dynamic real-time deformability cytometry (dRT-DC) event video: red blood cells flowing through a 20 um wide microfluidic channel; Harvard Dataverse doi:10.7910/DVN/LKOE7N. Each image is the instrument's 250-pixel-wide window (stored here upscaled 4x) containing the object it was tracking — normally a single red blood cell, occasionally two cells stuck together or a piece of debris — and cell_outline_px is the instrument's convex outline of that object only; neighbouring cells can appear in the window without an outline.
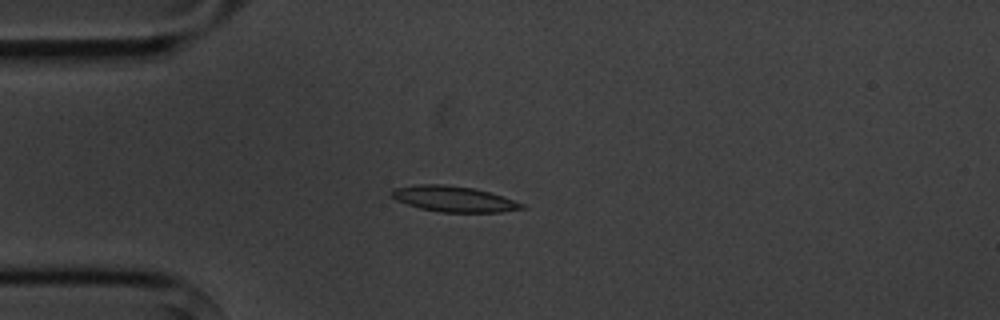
{"species": "common noctule bat (a hibernating species)", "species_latin": "Nyctalus noctula", "temperature_condition": "cold", "stored_images_in_passage": 8, "camera_frame_rate_fps": 3000, "um_per_image_px": 0.085, "animal": {"sex": "male", "body_mass_g": 20.1, "forearm_length_mm": 53.5}, "frame": {"image": 1, "passage_image": 4, "time_ms": 3.667, "image_size_px": [1000, 320], "cell_outline_px": [[528, 208], [500, 212], [440, 212], [420, 208], [396, 200], [392, 196], [392, 188], [420, 184], [444, 184], [476, 188], [524, 204]], "centroid_in_image_um": [38.57, 16.91], "position_along_channel_um": 46.4, "area_um2": 19.36}}
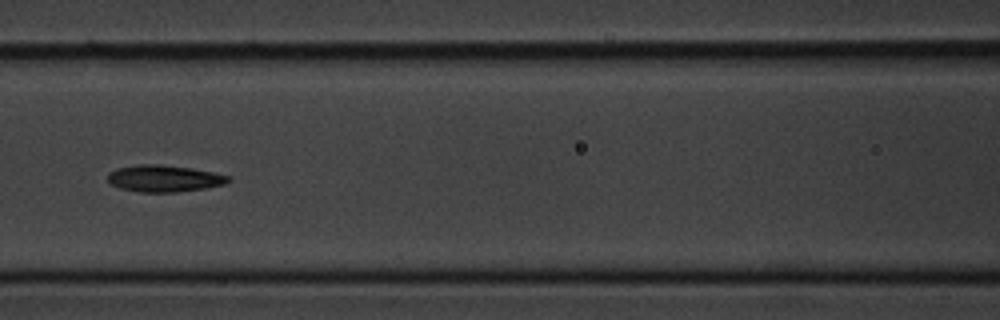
{"frame": {"image": 2, "passage_image": 7, "time_ms": 7.0, "image_size_px": [1000, 320], "cell_outline_px": [[232, 180], [224, 184], [204, 188], [176, 192], [140, 192], [120, 188], [112, 184], [108, 180], [108, 172], [116, 168], [140, 164], [160, 164], [192, 168], [212, 172], [228, 176]], "centroid_in_image_um": [13.93, 15.16], "position_along_channel_um": 152.7, "area_um2": 18.73}}
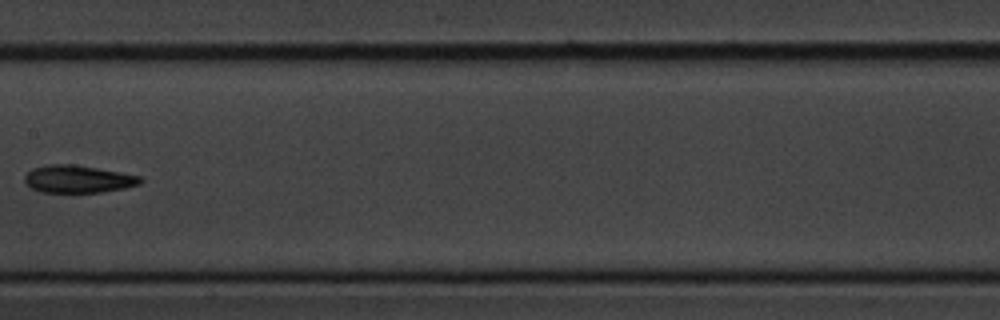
{"frame": {"image": 3, "passage_image": 8, "time_ms": 8.333, "image_size_px": [1000, 320], "cell_outline_px": [[144, 180], [140, 184], [124, 188], [100, 192], [40, 192], [32, 188], [24, 180], [24, 176], [32, 168], [48, 164], [76, 164], [120, 172], [140, 176]], "centroid_in_image_um": [6.63, 15.21], "position_along_channel_um": 200.8, "area_um2": 18.55}}